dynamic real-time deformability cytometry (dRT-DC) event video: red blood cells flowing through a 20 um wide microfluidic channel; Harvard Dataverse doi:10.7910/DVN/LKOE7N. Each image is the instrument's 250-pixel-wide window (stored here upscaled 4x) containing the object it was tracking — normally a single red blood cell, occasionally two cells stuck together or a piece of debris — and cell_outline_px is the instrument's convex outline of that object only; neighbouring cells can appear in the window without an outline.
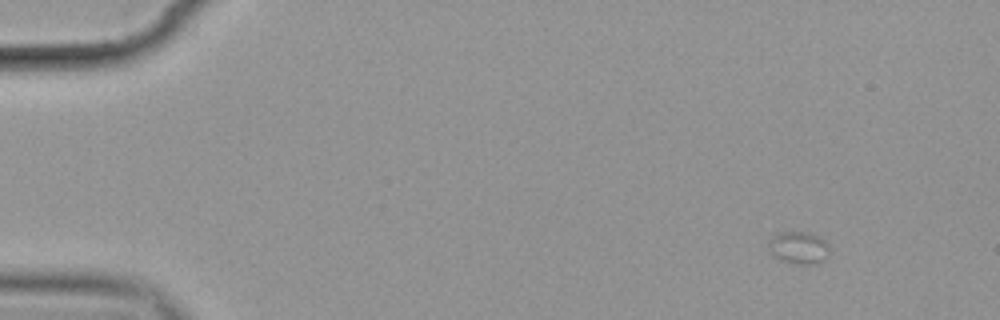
{"species": "common noctule bat (a hibernating species)", "species_latin": "Nyctalus noctula", "temperature_condition": "cold", "stored_images_in_passage": 4, "camera_frame_rate_fps": 3000, "um_per_image_px": 0.085, "animal": {"sex": "female", "body_mass_g": 19.9}, "frame": {"image": 1, "passage_image": 1, "time_ms": 0.0, "image_size_px": [1000, 320], "cell_outline_px": [[828, 256], [816, 264], [796, 264], [784, 260], [776, 256], [768, 248], [768, 244], [772, 236], [780, 232], [808, 232], [820, 236], [828, 244]], "centroid_in_image_um": [67.91, 21.03], "position_along_channel_um": 17.1, "area_um2": 11.33}}